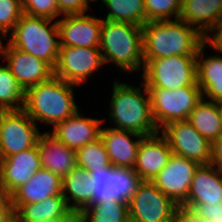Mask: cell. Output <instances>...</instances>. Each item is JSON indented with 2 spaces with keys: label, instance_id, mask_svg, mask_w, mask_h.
Instances as JSON below:
<instances>
[{
  "label": "cell",
  "instance_id": "6da1fadb",
  "mask_svg": "<svg viewBox=\"0 0 222 222\" xmlns=\"http://www.w3.org/2000/svg\"><path fill=\"white\" fill-rule=\"evenodd\" d=\"M144 60L172 55H197L207 41L182 19L149 21L142 26Z\"/></svg>",
  "mask_w": 222,
  "mask_h": 222
},
{
  "label": "cell",
  "instance_id": "7a4b0ae2",
  "mask_svg": "<svg viewBox=\"0 0 222 222\" xmlns=\"http://www.w3.org/2000/svg\"><path fill=\"white\" fill-rule=\"evenodd\" d=\"M75 86L55 76L31 86L25 90L23 110L35 123L54 128L80 110L75 103Z\"/></svg>",
  "mask_w": 222,
  "mask_h": 222
},
{
  "label": "cell",
  "instance_id": "3957f363",
  "mask_svg": "<svg viewBox=\"0 0 222 222\" xmlns=\"http://www.w3.org/2000/svg\"><path fill=\"white\" fill-rule=\"evenodd\" d=\"M114 81L108 107V116L113 122V128L128 130L142 136L158 133L151 112L149 92L143 81L142 87L128 85V82L121 83L120 80Z\"/></svg>",
  "mask_w": 222,
  "mask_h": 222
},
{
  "label": "cell",
  "instance_id": "277c9868",
  "mask_svg": "<svg viewBox=\"0 0 222 222\" xmlns=\"http://www.w3.org/2000/svg\"><path fill=\"white\" fill-rule=\"evenodd\" d=\"M99 49L104 65L114 63L127 74L143 71L142 26L103 19Z\"/></svg>",
  "mask_w": 222,
  "mask_h": 222
},
{
  "label": "cell",
  "instance_id": "5b68a950",
  "mask_svg": "<svg viewBox=\"0 0 222 222\" xmlns=\"http://www.w3.org/2000/svg\"><path fill=\"white\" fill-rule=\"evenodd\" d=\"M6 40L13 47L44 60L55 68L60 50L57 19L23 14Z\"/></svg>",
  "mask_w": 222,
  "mask_h": 222
},
{
  "label": "cell",
  "instance_id": "8992f818",
  "mask_svg": "<svg viewBox=\"0 0 222 222\" xmlns=\"http://www.w3.org/2000/svg\"><path fill=\"white\" fill-rule=\"evenodd\" d=\"M197 55H172L144 60L141 77L147 88L173 90L197 84Z\"/></svg>",
  "mask_w": 222,
  "mask_h": 222
},
{
  "label": "cell",
  "instance_id": "52a82bcc",
  "mask_svg": "<svg viewBox=\"0 0 222 222\" xmlns=\"http://www.w3.org/2000/svg\"><path fill=\"white\" fill-rule=\"evenodd\" d=\"M147 89L152 116L158 130L173 121L187 120L191 111L203 98L198 85L173 90L165 88Z\"/></svg>",
  "mask_w": 222,
  "mask_h": 222
},
{
  "label": "cell",
  "instance_id": "ba28073f",
  "mask_svg": "<svg viewBox=\"0 0 222 222\" xmlns=\"http://www.w3.org/2000/svg\"><path fill=\"white\" fill-rule=\"evenodd\" d=\"M36 124L23 109L0 111V158L34 147L41 134Z\"/></svg>",
  "mask_w": 222,
  "mask_h": 222
},
{
  "label": "cell",
  "instance_id": "9c48e42d",
  "mask_svg": "<svg viewBox=\"0 0 222 222\" xmlns=\"http://www.w3.org/2000/svg\"><path fill=\"white\" fill-rule=\"evenodd\" d=\"M89 175L94 182L91 205L111 200L128 204L142 182L140 176L130 168L111 166L91 171Z\"/></svg>",
  "mask_w": 222,
  "mask_h": 222
},
{
  "label": "cell",
  "instance_id": "30bf717a",
  "mask_svg": "<svg viewBox=\"0 0 222 222\" xmlns=\"http://www.w3.org/2000/svg\"><path fill=\"white\" fill-rule=\"evenodd\" d=\"M177 205L151 181H142L128 202L130 222H173Z\"/></svg>",
  "mask_w": 222,
  "mask_h": 222
},
{
  "label": "cell",
  "instance_id": "8fae6325",
  "mask_svg": "<svg viewBox=\"0 0 222 222\" xmlns=\"http://www.w3.org/2000/svg\"><path fill=\"white\" fill-rule=\"evenodd\" d=\"M102 65L104 63L99 48L60 46L54 76L81 86Z\"/></svg>",
  "mask_w": 222,
  "mask_h": 222
},
{
  "label": "cell",
  "instance_id": "7c38bea8",
  "mask_svg": "<svg viewBox=\"0 0 222 222\" xmlns=\"http://www.w3.org/2000/svg\"><path fill=\"white\" fill-rule=\"evenodd\" d=\"M159 132L167 140L172 154L185 157L199 165L210 164L212 143L187 120L168 123Z\"/></svg>",
  "mask_w": 222,
  "mask_h": 222
},
{
  "label": "cell",
  "instance_id": "4fadbf2b",
  "mask_svg": "<svg viewBox=\"0 0 222 222\" xmlns=\"http://www.w3.org/2000/svg\"><path fill=\"white\" fill-rule=\"evenodd\" d=\"M197 162L172 154L166 166L151 181L177 206H182L188 198L191 181Z\"/></svg>",
  "mask_w": 222,
  "mask_h": 222
},
{
  "label": "cell",
  "instance_id": "5bb4252c",
  "mask_svg": "<svg viewBox=\"0 0 222 222\" xmlns=\"http://www.w3.org/2000/svg\"><path fill=\"white\" fill-rule=\"evenodd\" d=\"M102 21L88 13L57 18L60 46L99 48Z\"/></svg>",
  "mask_w": 222,
  "mask_h": 222
},
{
  "label": "cell",
  "instance_id": "9a60e30c",
  "mask_svg": "<svg viewBox=\"0 0 222 222\" xmlns=\"http://www.w3.org/2000/svg\"><path fill=\"white\" fill-rule=\"evenodd\" d=\"M3 61L24 90L46 82L54 76V69L44 60L5 43Z\"/></svg>",
  "mask_w": 222,
  "mask_h": 222
},
{
  "label": "cell",
  "instance_id": "2e32d148",
  "mask_svg": "<svg viewBox=\"0 0 222 222\" xmlns=\"http://www.w3.org/2000/svg\"><path fill=\"white\" fill-rule=\"evenodd\" d=\"M41 168L37 144L20 153L0 158V187L11 195Z\"/></svg>",
  "mask_w": 222,
  "mask_h": 222
},
{
  "label": "cell",
  "instance_id": "e0dca14e",
  "mask_svg": "<svg viewBox=\"0 0 222 222\" xmlns=\"http://www.w3.org/2000/svg\"><path fill=\"white\" fill-rule=\"evenodd\" d=\"M106 118H92L80 115L79 110L71 117L52 128L53 135L58 141L77 151L85 144L100 138L101 125Z\"/></svg>",
  "mask_w": 222,
  "mask_h": 222
},
{
  "label": "cell",
  "instance_id": "ac0fdd59",
  "mask_svg": "<svg viewBox=\"0 0 222 222\" xmlns=\"http://www.w3.org/2000/svg\"><path fill=\"white\" fill-rule=\"evenodd\" d=\"M171 155L172 150L160 132L144 136L133 169L142 181H152L166 166Z\"/></svg>",
  "mask_w": 222,
  "mask_h": 222
},
{
  "label": "cell",
  "instance_id": "d6986e66",
  "mask_svg": "<svg viewBox=\"0 0 222 222\" xmlns=\"http://www.w3.org/2000/svg\"><path fill=\"white\" fill-rule=\"evenodd\" d=\"M135 140H133L134 138ZM142 135L128 130L113 127L101 128L100 138L103 140L110 162L114 167L133 169ZM137 139V140H136Z\"/></svg>",
  "mask_w": 222,
  "mask_h": 222
},
{
  "label": "cell",
  "instance_id": "ffe728a7",
  "mask_svg": "<svg viewBox=\"0 0 222 222\" xmlns=\"http://www.w3.org/2000/svg\"><path fill=\"white\" fill-rule=\"evenodd\" d=\"M61 193L62 179L51 171L40 168L27 183L10 195L13 213L22 205L38 203L46 198L62 195Z\"/></svg>",
  "mask_w": 222,
  "mask_h": 222
},
{
  "label": "cell",
  "instance_id": "44dd1931",
  "mask_svg": "<svg viewBox=\"0 0 222 222\" xmlns=\"http://www.w3.org/2000/svg\"><path fill=\"white\" fill-rule=\"evenodd\" d=\"M41 168L47 169L63 179L77 167V154L62 142L58 141L49 131L40 134L37 141Z\"/></svg>",
  "mask_w": 222,
  "mask_h": 222
},
{
  "label": "cell",
  "instance_id": "7402d4cb",
  "mask_svg": "<svg viewBox=\"0 0 222 222\" xmlns=\"http://www.w3.org/2000/svg\"><path fill=\"white\" fill-rule=\"evenodd\" d=\"M179 18L207 38L222 21V0H183Z\"/></svg>",
  "mask_w": 222,
  "mask_h": 222
},
{
  "label": "cell",
  "instance_id": "603a6c76",
  "mask_svg": "<svg viewBox=\"0 0 222 222\" xmlns=\"http://www.w3.org/2000/svg\"><path fill=\"white\" fill-rule=\"evenodd\" d=\"M222 203V172L211 164L199 165L184 204Z\"/></svg>",
  "mask_w": 222,
  "mask_h": 222
},
{
  "label": "cell",
  "instance_id": "cb8c5ba5",
  "mask_svg": "<svg viewBox=\"0 0 222 222\" xmlns=\"http://www.w3.org/2000/svg\"><path fill=\"white\" fill-rule=\"evenodd\" d=\"M207 41L200 47L196 58L197 84L206 100L222 103V56H205ZM222 54V53H221Z\"/></svg>",
  "mask_w": 222,
  "mask_h": 222
},
{
  "label": "cell",
  "instance_id": "d4e9b609",
  "mask_svg": "<svg viewBox=\"0 0 222 222\" xmlns=\"http://www.w3.org/2000/svg\"><path fill=\"white\" fill-rule=\"evenodd\" d=\"M94 182L89 172L75 167L62 179V196L72 211L81 213L91 206Z\"/></svg>",
  "mask_w": 222,
  "mask_h": 222
},
{
  "label": "cell",
  "instance_id": "484cf974",
  "mask_svg": "<svg viewBox=\"0 0 222 222\" xmlns=\"http://www.w3.org/2000/svg\"><path fill=\"white\" fill-rule=\"evenodd\" d=\"M72 210L62 195H56L45 200L22 205L14 213V222H44L67 216Z\"/></svg>",
  "mask_w": 222,
  "mask_h": 222
},
{
  "label": "cell",
  "instance_id": "4316f807",
  "mask_svg": "<svg viewBox=\"0 0 222 222\" xmlns=\"http://www.w3.org/2000/svg\"><path fill=\"white\" fill-rule=\"evenodd\" d=\"M187 121L211 143L222 135L219 103L204 98L194 107Z\"/></svg>",
  "mask_w": 222,
  "mask_h": 222
},
{
  "label": "cell",
  "instance_id": "83f0119b",
  "mask_svg": "<svg viewBox=\"0 0 222 222\" xmlns=\"http://www.w3.org/2000/svg\"><path fill=\"white\" fill-rule=\"evenodd\" d=\"M102 4L108 9L105 18H102L104 20L128 22L138 26L147 22L144 0H101Z\"/></svg>",
  "mask_w": 222,
  "mask_h": 222
},
{
  "label": "cell",
  "instance_id": "f1b7e54d",
  "mask_svg": "<svg viewBox=\"0 0 222 222\" xmlns=\"http://www.w3.org/2000/svg\"><path fill=\"white\" fill-rule=\"evenodd\" d=\"M79 215L83 222H130L128 204L119 200L101 201Z\"/></svg>",
  "mask_w": 222,
  "mask_h": 222
},
{
  "label": "cell",
  "instance_id": "f546056e",
  "mask_svg": "<svg viewBox=\"0 0 222 222\" xmlns=\"http://www.w3.org/2000/svg\"><path fill=\"white\" fill-rule=\"evenodd\" d=\"M25 90L10 68L0 65V111L20 110L24 107Z\"/></svg>",
  "mask_w": 222,
  "mask_h": 222
},
{
  "label": "cell",
  "instance_id": "4dcf8cb0",
  "mask_svg": "<svg viewBox=\"0 0 222 222\" xmlns=\"http://www.w3.org/2000/svg\"><path fill=\"white\" fill-rule=\"evenodd\" d=\"M76 154L78 167H81L88 172L112 166L104 142L101 138L85 144L76 151Z\"/></svg>",
  "mask_w": 222,
  "mask_h": 222
},
{
  "label": "cell",
  "instance_id": "1f68e13d",
  "mask_svg": "<svg viewBox=\"0 0 222 222\" xmlns=\"http://www.w3.org/2000/svg\"><path fill=\"white\" fill-rule=\"evenodd\" d=\"M146 19L149 21L178 19L183 0H144Z\"/></svg>",
  "mask_w": 222,
  "mask_h": 222
},
{
  "label": "cell",
  "instance_id": "d6a6232c",
  "mask_svg": "<svg viewBox=\"0 0 222 222\" xmlns=\"http://www.w3.org/2000/svg\"><path fill=\"white\" fill-rule=\"evenodd\" d=\"M23 14L21 0H0V32L7 37Z\"/></svg>",
  "mask_w": 222,
  "mask_h": 222
},
{
  "label": "cell",
  "instance_id": "836d02e7",
  "mask_svg": "<svg viewBox=\"0 0 222 222\" xmlns=\"http://www.w3.org/2000/svg\"><path fill=\"white\" fill-rule=\"evenodd\" d=\"M26 15L53 19L59 17L56 0H21Z\"/></svg>",
  "mask_w": 222,
  "mask_h": 222
},
{
  "label": "cell",
  "instance_id": "e575fe53",
  "mask_svg": "<svg viewBox=\"0 0 222 222\" xmlns=\"http://www.w3.org/2000/svg\"><path fill=\"white\" fill-rule=\"evenodd\" d=\"M185 208L193 210L203 220L208 222L222 221V203L220 204H183Z\"/></svg>",
  "mask_w": 222,
  "mask_h": 222
},
{
  "label": "cell",
  "instance_id": "d590c367",
  "mask_svg": "<svg viewBox=\"0 0 222 222\" xmlns=\"http://www.w3.org/2000/svg\"><path fill=\"white\" fill-rule=\"evenodd\" d=\"M59 16L76 15L87 13L91 0H56Z\"/></svg>",
  "mask_w": 222,
  "mask_h": 222
},
{
  "label": "cell",
  "instance_id": "8d00e7d4",
  "mask_svg": "<svg viewBox=\"0 0 222 222\" xmlns=\"http://www.w3.org/2000/svg\"><path fill=\"white\" fill-rule=\"evenodd\" d=\"M0 222H14L10 195L0 187Z\"/></svg>",
  "mask_w": 222,
  "mask_h": 222
},
{
  "label": "cell",
  "instance_id": "74e56055",
  "mask_svg": "<svg viewBox=\"0 0 222 222\" xmlns=\"http://www.w3.org/2000/svg\"><path fill=\"white\" fill-rule=\"evenodd\" d=\"M173 222H208V221L203 220L193 210L185 208L183 206H178Z\"/></svg>",
  "mask_w": 222,
  "mask_h": 222
},
{
  "label": "cell",
  "instance_id": "f35d334b",
  "mask_svg": "<svg viewBox=\"0 0 222 222\" xmlns=\"http://www.w3.org/2000/svg\"><path fill=\"white\" fill-rule=\"evenodd\" d=\"M207 46L216 53H222V21L207 38Z\"/></svg>",
  "mask_w": 222,
  "mask_h": 222
},
{
  "label": "cell",
  "instance_id": "ab89813d",
  "mask_svg": "<svg viewBox=\"0 0 222 222\" xmlns=\"http://www.w3.org/2000/svg\"><path fill=\"white\" fill-rule=\"evenodd\" d=\"M210 164L222 172V135L212 142Z\"/></svg>",
  "mask_w": 222,
  "mask_h": 222
},
{
  "label": "cell",
  "instance_id": "60d3db41",
  "mask_svg": "<svg viewBox=\"0 0 222 222\" xmlns=\"http://www.w3.org/2000/svg\"><path fill=\"white\" fill-rule=\"evenodd\" d=\"M79 218H80L79 213L71 211L67 216L52 220H46L44 222H76Z\"/></svg>",
  "mask_w": 222,
  "mask_h": 222
},
{
  "label": "cell",
  "instance_id": "b9f144b4",
  "mask_svg": "<svg viewBox=\"0 0 222 222\" xmlns=\"http://www.w3.org/2000/svg\"><path fill=\"white\" fill-rule=\"evenodd\" d=\"M5 39H7V37L2 32H0V58L3 57V51L5 46L2 41H4Z\"/></svg>",
  "mask_w": 222,
  "mask_h": 222
},
{
  "label": "cell",
  "instance_id": "7bdbcfd3",
  "mask_svg": "<svg viewBox=\"0 0 222 222\" xmlns=\"http://www.w3.org/2000/svg\"><path fill=\"white\" fill-rule=\"evenodd\" d=\"M219 110H220V119L222 123V103H219Z\"/></svg>",
  "mask_w": 222,
  "mask_h": 222
},
{
  "label": "cell",
  "instance_id": "ee69618b",
  "mask_svg": "<svg viewBox=\"0 0 222 222\" xmlns=\"http://www.w3.org/2000/svg\"><path fill=\"white\" fill-rule=\"evenodd\" d=\"M76 222H83L80 218Z\"/></svg>",
  "mask_w": 222,
  "mask_h": 222
}]
</instances>
